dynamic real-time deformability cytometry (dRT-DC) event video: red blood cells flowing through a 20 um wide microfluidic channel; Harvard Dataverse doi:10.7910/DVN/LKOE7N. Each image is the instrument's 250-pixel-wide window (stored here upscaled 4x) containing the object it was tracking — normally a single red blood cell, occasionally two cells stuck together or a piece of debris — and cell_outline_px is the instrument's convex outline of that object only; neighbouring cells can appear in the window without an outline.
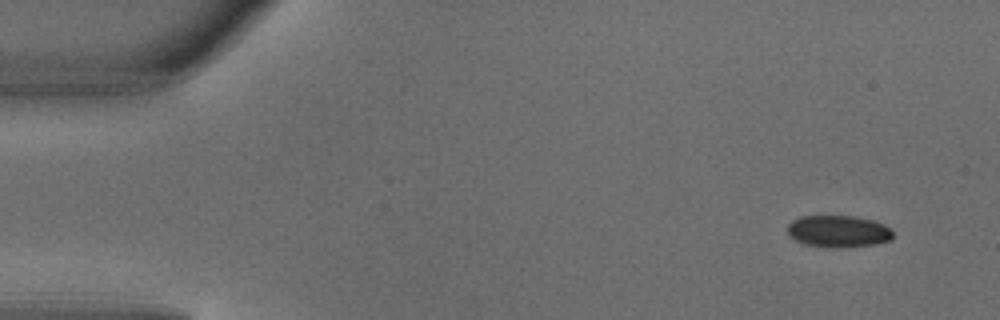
{"species": "common noctule bat (a hibernating species)", "species_latin": "Nyctalus noctula", "temperature_condition": "warm", "stored_images_in_passage": 4, "camera_frame_rate_fps": 3000, "um_per_image_px": 0.085, "animal": {"sex": "male", "body_mass_g": 18.8}, "frame": {"image": 1, "passage_image": 1, "time_ms": 0.0, "image_size_px": [1000, 320], "cell_outline_px": [[892, 240], [876, 244], [836, 248], [804, 244], [788, 236], [788, 224], [792, 220], [800, 216], [852, 216], [872, 220], [884, 224], [892, 232]], "centroid_in_image_um": [71.24, 19.66], "position_along_channel_um": 13.8, "area_um2": 19.59}}
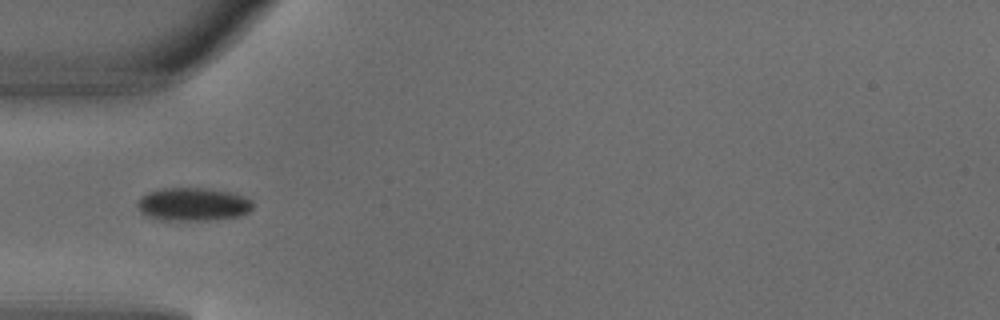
{"frame": {"image": 2, "passage_image": 3, "time_ms": 0.667, "image_size_px": [1000, 320], "cell_outline_px": [[252, 208], [248, 212], [240, 216], [212, 220], [156, 220], [140, 212], [136, 204], [148, 192], [164, 188], [204, 188], [232, 192], [244, 196], [252, 200]], "centroid_in_image_um": [16.42, 17.37], "position_along_channel_um": 68.6, "area_um2": 22.37}}
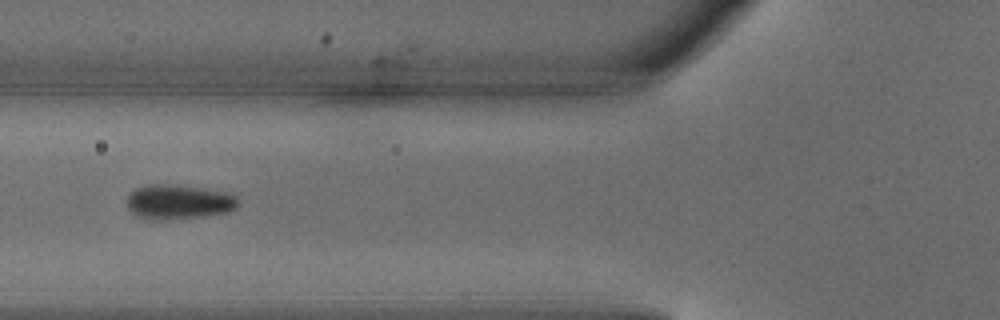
{"frame": {"image": 3, "passage_image": 4, "time_ms": 1.0, "image_size_px": [1000, 320], "cell_outline_px": [[240, 204], [236, 208], [228, 212], [204, 216], [156, 220], [148, 220], [136, 216], [128, 208], [128, 196], [136, 188], [148, 184], [176, 184], [204, 188], [228, 192], [236, 196], [240, 200]], "centroid_in_image_um": [15.22, 17.15], "position_along_channel_um": 110.6, "area_um2": 22.72}}